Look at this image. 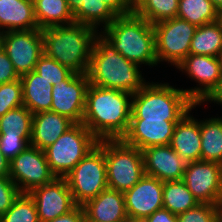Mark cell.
<instances>
[{"mask_svg": "<svg viewBox=\"0 0 222 222\" xmlns=\"http://www.w3.org/2000/svg\"><path fill=\"white\" fill-rule=\"evenodd\" d=\"M132 93L89 84L82 123L98 139H122L127 133Z\"/></svg>", "mask_w": 222, "mask_h": 222, "instance_id": "cell-1", "label": "cell"}, {"mask_svg": "<svg viewBox=\"0 0 222 222\" xmlns=\"http://www.w3.org/2000/svg\"><path fill=\"white\" fill-rule=\"evenodd\" d=\"M138 67L121 55L102 34H97L87 72L90 84L134 94L147 83Z\"/></svg>", "mask_w": 222, "mask_h": 222, "instance_id": "cell-2", "label": "cell"}, {"mask_svg": "<svg viewBox=\"0 0 222 222\" xmlns=\"http://www.w3.org/2000/svg\"><path fill=\"white\" fill-rule=\"evenodd\" d=\"M98 29L80 23L42 29L44 53L72 72L87 74Z\"/></svg>", "mask_w": 222, "mask_h": 222, "instance_id": "cell-3", "label": "cell"}, {"mask_svg": "<svg viewBox=\"0 0 222 222\" xmlns=\"http://www.w3.org/2000/svg\"><path fill=\"white\" fill-rule=\"evenodd\" d=\"M101 33L127 60L158 65L153 25L143 17L134 12L117 16Z\"/></svg>", "mask_w": 222, "mask_h": 222, "instance_id": "cell-4", "label": "cell"}, {"mask_svg": "<svg viewBox=\"0 0 222 222\" xmlns=\"http://www.w3.org/2000/svg\"><path fill=\"white\" fill-rule=\"evenodd\" d=\"M197 105L183 89L147 82L132 95L130 119L181 120Z\"/></svg>", "mask_w": 222, "mask_h": 222, "instance_id": "cell-5", "label": "cell"}, {"mask_svg": "<svg viewBox=\"0 0 222 222\" xmlns=\"http://www.w3.org/2000/svg\"><path fill=\"white\" fill-rule=\"evenodd\" d=\"M108 188L125 192L144 175L142 151L122 139H104Z\"/></svg>", "mask_w": 222, "mask_h": 222, "instance_id": "cell-6", "label": "cell"}, {"mask_svg": "<svg viewBox=\"0 0 222 222\" xmlns=\"http://www.w3.org/2000/svg\"><path fill=\"white\" fill-rule=\"evenodd\" d=\"M98 142L83 123H75L44 150L51 172L64 178Z\"/></svg>", "mask_w": 222, "mask_h": 222, "instance_id": "cell-7", "label": "cell"}, {"mask_svg": "<svg viewBox=\"0 0 222 222\" xmlns=\"http://www.w3.org/2000/svg\"><path fill=\"white\" fill-rule=\"evenodd\" d=\"M77 206L84 205L108 188L104 139L92 149L65 177Z\"/></svg>", "mask_w": 222, "mask_h": 222, "instance_id": "cell-8", "label": "cell"}, {"mask_svg": "<svg viewBox=\"0 0 222 222\" xmlns=\"http://www.w3.org/2000/svg\"><path fill=\"white\" fill-rule=\"evenodd\" d=\"M153 29L158 63L166 61L176 67L189 55L197 26L174 17L154 24Z\"/></svg>", "mask_w": 222, "mask_h": 222, "instance_id": "cell-9", "label": "cell"}, {"mask_svg": "<svg viewBox=\"0 0 222 222\" xmlns=\"http://www.w3.org/2000/svg\"><path fill=\"white\" fill-rule=\"evenodd\" d=\"M1 47L21 77L35 70L40 56L44 53L42 29L3 32Z\"/></svg>", "mask_w": 222, "mask_h": 222, "instance_id": "cell-10", "label": "cell"}, {"mask_svg": "<svg viewBox=\"0 0 222 222\" xmlns=\"http://www.w3.org/2000/svg\"><path fill=\"white\" fill-rule=\"evenodd\" d=\"M9 177L21 193H29L56 178L50 170L45 152L31 145L10 162Z\"/></svg>", "mask_w": 222, "mask_h": 222, "instance_id": "cell-11", "label": "cell"}, {"mask_svg": "<svg viewBox=\"0 0 222 222\" xmlns=\"http://www.w3.org/2000/svg\"><path fill=\"white\" fill-rule=\"evenodd\" d=\"M182 181L199 203L214 205L222 197V167L218 162H188Z\"/></svg>", "mask_w": 222, "mask_h": 222, "instance_id": "cell-12", "label": "cell"}, {"mask_svg": "<svg viewBox=\"0 0 222 222\" xmlns=\"http://www.w3.org/2000/svg\"><path fill=\"white\" fill-rule=\"evenodd\" d=\"M89 84L88 74L75 72L66 80L55 84L51 92L50 111L63 115L74 123H82Z\"/></svg>", "mask_w": 222, "mask_h": 222, "instance_id": "cell-13", "label": "cell"}, {"mask_svg": "<svg viewBox=\"0 0 222 222\" xmlns=\"http://www.w3.org/2000/svg\"><path fill=\"white\" fill-rule=\"evenodd\" d=\"M163 181L144 175L131 189L124 192L125 209L130 222H142L163 208Z\"/></svg>", "mask_w": 222, "mask_h": 222, "instance_id": "cell-14", "label": "cell"}, {"mask_svg": "<svg viewBox=\"0 0 222 222\" xmlns=\"http://www.w3.org/2000/svg\"><path fill=\"white\" fill-rule=\"evenodd\" d=\"M176 67L199 83V87L183 90L196 104H201L222 78L218 57L189 54Z\"/></svg>", "mask_w": 222, "mask_h": 222, "instance_id": "cell-15", "label": "cell"}, {"mask_svg": "<svg viewBox=\"0 0 222 222\" xmlns=\"http://www.w3.org/2000/svg\"><path fill=\"white\" fill-rule=\"evenodd\" d=\"M29 194L35 202L40 222L65 215L77 206L65 178L56 177L52 182L34 188Z\"/></svg>", "mask_w": 222, "mask_h": 222, "instance_id": "cell-16", "label": "cell"}, {"mask_svg": "<svg viewBox=\"0 0 222 222\" xmlns=\"http://www.w3.org/2000/svg\"><path fill=\"white\" fill-rule=\"evenodd\" d=\"M179 121L130 119L122 140L141 151L152 146L170 145L174 127Z\"/></svg>", "mask_w": 222, "mask_h": 222, "instance_id": "cell-17", "label": "cell"}, {"mask_svg": "<svg viewBox=\"0 0 222 222\" xmlns=\"http://www.w3.org/2000/svg\"><path fill=\"white\" fill-rule=\"evenodd\" d=\"M144 171L160 181L183 179L187 163L170 145L152 146L142 150Z\"/></svg>", "mask_w": 222, "mask_h": 222, "instance_id": "cell-18", "label": "cell"}, {"mask_svg": "<svg viewBox=\"0 0 222 222\" xmlns=\"http://www.w3.org/2000/svg\"><path fill=\"white\" fill-rule=\"evenodd\" d=\"M82 207L86 222H130L124 193L111 188H106Z\"/></svg>", "mask_w": 222, "mask_h": 222, "instance_id": "cell-19", "label": "cell"}, {"mask_svg": "<svg viewBox=\"0 0 222 222\" xmlns=\"http://www.w3.org/2000/svg\"><path fill=\"white\" fill-rule=\"evenodd\" d=\"M74 124L69 118L53 111L35 113L30 145L44 151Z\"/></svg>", "mask_w": 222, "mask_h": 222, "instance_id": "cell-20", "label": "cell"}, {"mask_svg": "<svg viewBox=\"0 0 222 222\" xmlns=\"http://www.w3.org/2000/svg\"><path fill=\"white\" fill-rule=\"evenodd\" d=\"M189 113L176 123L170 146L186 162H194L201 160L200 121Z\"/></svg>", "mask_w": 222, "mask_h": 222, "instance_id": "cell-21", "label": "cell"}, {"mask_svg": "<svg viewBox=\"0 0 222 222\" xmlns=\"http://www.w3.org/2000/svg\"><path fill=\"white\" fill-rule=\"evenodd\" d=\"M36 28L33 0H0V33Z\"/></svg>", "mask_w": 222, "mask_h": 222, "instance_id": "cell-22", "label": "cell"}, {"mask_svg": "<svg viewBox=\"0 0 222 222\" xmlns=\"http://www.w3.org/2000/svg\"><path fill=\"white\" fill-rule=\"evenodd\" d=\"M23 105L32 113L50 111L53 85L47 83L37 72L31 71L20 77Z\"/></svg>", "mask_w": 222, "mask_h": 222, "instance_id": "cell-23", "label": "cell"}, {"mask_svg": "<svg viewBox=\"0 0 222 222\" xmlns=\"http://www.w3.org/2000/svg\"><path fill=\"white\" fill-rule=\"evenodd\" d=\"M33 3L35 18L40 29L75 22L67 0H33Z\"/></svg>", "mask_w": 222, "mask_h": 222, "instance_id": "cell-24", "label": "cell"}, {"mask_svg": "<svg viewBox=\"0 0 222 222\" xmlns=\"http://www.w3.org/2000/svg\"><path fill=\"white\" fill-rule=\"evenodd\" d=\"M201 160L222 162V117L200 120Z\"/></svg>", "mask_w": 222, "mask_h": 222, "instance_id": "cell-25", "label": "cell"}, {"mask_svg": "<svg viewBox=\"0 0 222 222\" xmlns=\"http://www.w3.org/2000/svg\"><path fill=\"white\" fill-rule=\"evenodd\" d=\"M222 50V27L216 21L197 27L189 54L218 57Z\"/></svg>", "mask_w": 222, "mask_h": 222, "instance_id": "cell-26", "label": "cell"}, {"mask_svg": "<svg viewBox=\"0 0 222 222\" xmlns=\"http://www.w3.org/2000/svg\"><path fill=\"white\" fill-rule=\"evenodd\" d=\"M162 199L163 208L177 216L199 204L182 180L163 182Z\"/></svg>", "mask_w": 222, "mask_h": 222, "instance_id": "cell-27", "label": "cell"}, {"mask_svg": "<svg viewBox=\"0 0 222 222\" xmlns=\"http://www.w3.org/2000/svg\"><path fill=\"white\" fill-rule=\"evenodd\" d=\"M33 114L23 105L0 117V135L22 137L29 145L32 137Z\"/></svg>", "mask_w": 222, "mask_h": 222, "instance_id": "cell-28", "label": "cell"}, {"mask_svg": "<svg viewBox=\"0 0 222 222\" xmlns=\"http://www.w3.org/2000/svg\"><path fill=\"white\" fill-rule=\"evenodd\" d=\"M176 17L199 27L218 21V9L211 0H179Z\"/></svg>", "mask_w": 222, "mask_h": 222, "instance_id": "cell-29", "label": "cell"}, {"mask_svg": "<svg viewBox=\"0 0 222 222\" xmlns=\"http://www.w3.org/2000/svg\"><path fill=\"white\" fill-rule=\"evenodd\" d=\"M179 0H136L133 12L152 25L177 16Z\"/></svg>", "mask_w": 222, "mask_h": 222, "instance_id": "cell-30", "label": "cell"}, {"mask_svg": "<svg viewBox=\"0 0 222 222\" xmlns=\"http://www.w3.org/2000/svg\"><path fill=\"white\" fill-rule=\"evenodd\" d=\"M82 7L73 15L75 23L97 29L104 24L105 29L117 16L109 9L103 0H82Z\"/></svg>", "mask_w": 222, "mask_h": 222, "instance_id": "cell-31", "label": "cell"}, {"mask_svg": "<svg viewBox=\"0 0 222 222\" xmlns=\"http://www.w3.org/2000/svg\"><path fill=\"white\" fill-rule=\"evenodd\" d=\"M0 222H40L37 208L29 193H20Z\"/></svg>", "mask_w": 222, "mask_h": 222, "instance_id": "cell-32", "label": "cell"}, {"mask_svg": "<svg viewBox=\"0 0 222 222\" xmlns=\"http://www.w3.org/2000/svg\"><path fill=\"white\" fill-rule=\"evenodd\" d=\"M34 71L53 86L66 80L73 73L68 67L48 57L45 53L40 56Z\"/></svg>", "mask_w": 222, "mask_h": 222, "instance_id": "cell-33", "label": "cell"}, {"mask_svg": "<svg viewBox=\"0 0 222 222\" xmlns=\"http://www.w3.org/2000/svg\"><path fill=\"white\" fill-rule=\"evenodd\" d=\"M21 106H23V92L20 79L0 84V117Z\"/></svg>", "mask_w": 222, "mask_h": 222, "instance_id": "cell-34", "label": "cell"}, {"mask_svg": "<svg viewBox=\"0 0 222 222\" xmlns=\"http://www.w3.org/2000/svg\"><path fill=\"white\" fill-rule=\"evenodd\" d=\"M177 222H215L214 205L199 203L196 207L179 214Z\"/></svg>", "mask_w": 222, "mask_h": 222, "instance_id": "cell-35", "label": "cell"}, {"mask_svg": "<svg viewBox=\"0 0 222 222\" xmlns=\"http://www.w3.org/2000/svg\"><path fill=\"white\" fill-rule=\"evenodd\" d=\"M20 193L10 177H0V217L13 205Z\"/></svg>", "mask_w": 222, "mask_h": 222, "instance_id": "cell-36", "label": "cell"}, {"mask_svg": "<svg viewBox=\"0 0 222 222\" xmlns=\"http://www.w3.org/2000/svg\"><path fill=\"white\" fill-rule=\"evenodd\" d=\"M28 145L22 137L0 135V151L10 162Z\"/></svg>", "mask_w": 222, "mask_h": 222, "instance_id": "cell-37", "label": "cell"}, {"mask_svg": "<svg viewBox=\"0 0 222 222\" xmlns=\"http://www.w3.org/2000/svg\"><path fill=\"white\" fill-rule=\"evenodd\" d=\"M18 79H20V77L16 73L11 60L2 47H0V84Z\"/></svg>", "mask_w": 222, "mask_h": 222, "instance_id": "cell-38", "label": "cell"}, {"mask_svg": "<svg viewBox=\"0 0 222 222\" xmlns=\"http://www.w3.org/2000/svg\"><path fill=\"white\" fill-rule=\"evenodd\" d=\"M116 16H124L133 12V3L130 0H103Z\"/></svg>", "mask_w": 222, "mask_h": 222, "instance_id": "cell-39", "label": "cell"}, {"mask_svg": "<svg viewBox=\"0 0 222 222\" xmlns=\"http://www.w3.org/2000/svg\"><path fill=\"white\" fill-rule=\"evenodd\" d=\"M48 222H86L83 207L76 206L69 213L62 215L60 217H57Z\"/></svg>", "mask_w": 222, "mask_h": 222, "instance_id": "cell-40", "label": "cell"}, {"mask_svg": "<svg viewBox=\"0 0 222 222\" xmlns=\"http://www.w3.org/2000/svg\"><path fill=\"white\" fill-rule=\"evenodd\" d=\"M142 222H177V215L172 214L168 209L156 210Z\"/></svg>", "mask_w": 222, "mask_h": 222, "instance_id": "cell-41", "label": "cell"}, {"mask_svg": "<svg viewBox=\"0 0 222 222\" xmlns=\"http://www.w3.org/2000/svg\"><path fill=\"white\" fill-rule=\"evenodd\" d=\"M204 101L222 104V78L219 80L217 86L212 90V92L201 103Z\"/></svg>", "mask_w": 222, "mask_h": 222, "instance_id": "cell-42", "label": "cell"}, {"mask_svg": "<svg viewBox=\"0 0 222 222\" xmlns=\"http://www.w3.org/2000/svg\"><path fill=\"white\" fill-rule=\"evenodd\" d=\"M10 161L0 151V177H9Z\"/></svg>", "mask_w": 222, "mask_h": 222, "instance_id": "cell-43", "label": "cell"}, {"mask_svg": "<svg viewBox=\"0 0 222 222\" xmlns=\"http://www.w3.org/2000/svg\"><path fill=\"white\" fill-rule=\"evenodd\" d=\"M69 10L74 15L81 7H82V0H67Z\"/></svg>", "mask_w": 222, "mask_h": 222, "instance_id": "cell-44", "label": "cell"}, {"mask_svg": "<svg viewBox=\"0 0 222 222\" xmlns=\"http://www.w3.org/2000/svg\"><path fill=\"white\" fill-rule=\"evenodd\" d=\"M215 222H222V197L214 204Z\"/></svg>", "mask_w": 222, "mask_h": 222, "instance_id": "cell-45", "label": "cell"}, {"mask_svg": "<svg viewBox=\"0 0 222 222\" xmlns=\"http://www.w3.org/2000/svg\"><path fill=\"white\" fill-rule=\"evenodd\" d=\"M211 2L218 10L222 9V0H211Z\"/></svg>", "mask_w": 222, "mask_h": 222, "instance_id": "cell-46", "label": "cell"}, {"mask_svg": "<svg viewBox=\"0 0 222 222\" xmlns=\"http://www.w3.org/2000/svg\"><path fill=\"white\" fill-rule=\"evenodd\" d=\"M218 22L221 24L222 27V9L218 10Z\"/></svg>", "mask_w": 222, "mask_h": 222, "instance_id": "cell-47", "label": "cell"}, {"mask_svg": "<svg viewBox=\"0 0 222 222\" xmlns=\"http://www.w3.org/2000/svg\"><path fill=\"white\" fill-rule=\"evenodd\" d=\"M218 59H219V63H220V68H221V72H222V50L218 55Z\"/></svg>", "mask_w": 222, "mask_h": 222, "instance_id": "cell-48", "label": "cell"}]
</instances>
